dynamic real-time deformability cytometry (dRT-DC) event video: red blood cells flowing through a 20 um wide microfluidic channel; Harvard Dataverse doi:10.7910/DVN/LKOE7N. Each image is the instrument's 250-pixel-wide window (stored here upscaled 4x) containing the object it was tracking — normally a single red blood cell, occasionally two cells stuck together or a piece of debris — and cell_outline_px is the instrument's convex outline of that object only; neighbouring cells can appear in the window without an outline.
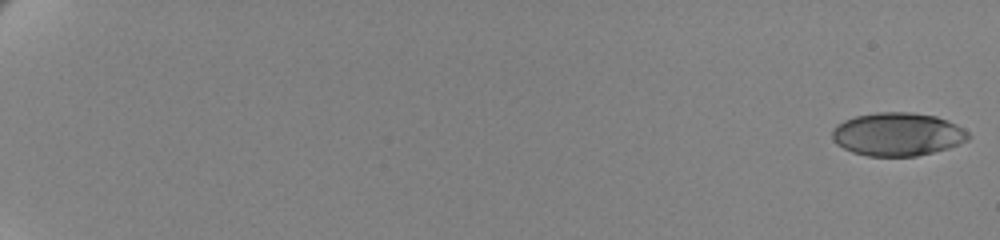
{"species": "human", "species_latin": "Homo sapiens", "temperature_condition": "cold", "stored_images_in_passage": 62, "camera_frame_rate_fps": 3000, "um_per_image_px": 0.085, "donor": {"sex": "female"}, "frame": {"image": 1, "passage_image": 1, "time_ms": 0.0, "image_size_px": [1000, 240], "cell_outline_px": [[968, 140], [960, 144], [948, 148], [916, 156], [868, 156], [852, 152], [836, 144], [832, 140], [832, 132], [836, 124], [844, 120], [856, 116], [876, 112], [908, 112], [936, 116], [956, 124], [968, 132]], "centroid_in_image_um": [76.27, 11.41], "position_along_channel_um": 8.7, "area_um2": 34.28}}
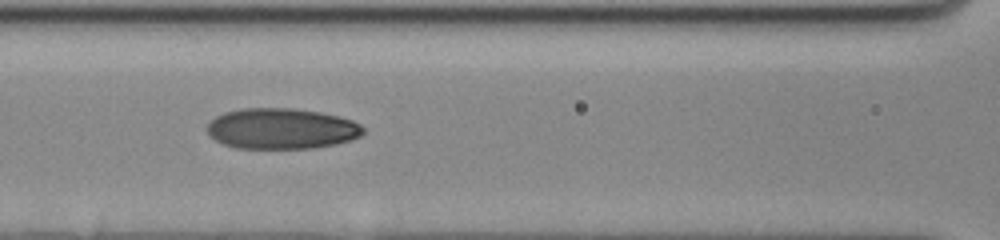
{"frame": {"image": 2, "passage_image": 32, "time_ms": 10.333, "image_size_px": [1000, 240], "cell_outline_px": [[364, 132], [360, 136], [352, 140], [336, 144], [312, 148], [236, 148], [224, 144], [208, 136], [208, 124], [216, 116], [224, 112], [240, 108], [296, 108], [320, 112], [340, 116], [352, 120], [360, 124], [364, 128]], "centroid_in_image_um": [23.95, 10.93], "position_along_channel_um": 142.7, "area_um2": 37.28}}
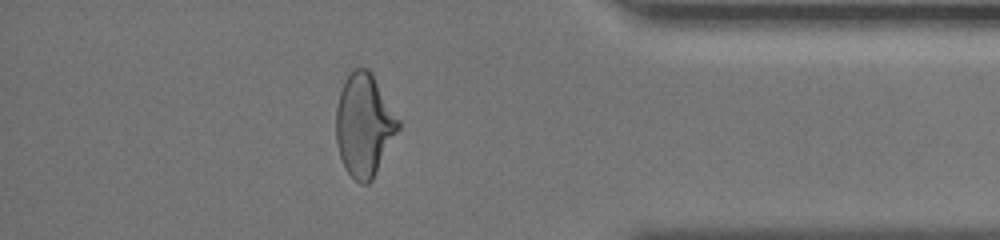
{"frame": {"image": 3, "passage_image": 56, "time_ms": 18.333, "image_size_px": [1000, 240], "cell_outline_px": [[400, 128], [372, 180], [368, 184], [360, 184], [344, 168], [340, 156], [336, 140], [336, 108], [340, 92], [344, 80], [352, 68], [368, 68], [372, 72], [400, 120]], "centroid_in_image_um": [30.95, 10.61], "position_along_channel_um": 404.2, "area_um2": 37.4}, "authors_computed_cell_mechanics": {"area_um2": 36.125, "velocity_mm_per_s": 3.4701, "shape_relaxation_time_tau1_ms": 4.3192, "shape_relaxation_time_tau2_ms": 1.9914, "deformation_change_tau1": 0.1553, "deformation_change_tau2": 0.0755}}